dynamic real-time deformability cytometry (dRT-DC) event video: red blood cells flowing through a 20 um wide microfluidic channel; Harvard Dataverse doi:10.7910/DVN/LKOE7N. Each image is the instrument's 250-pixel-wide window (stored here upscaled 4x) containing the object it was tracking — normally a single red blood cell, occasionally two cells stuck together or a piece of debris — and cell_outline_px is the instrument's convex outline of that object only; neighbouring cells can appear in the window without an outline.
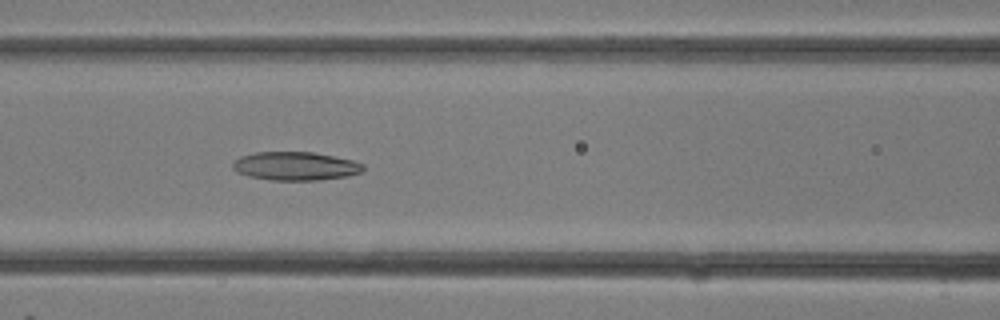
{"species": "common noctule bat (a hibernating species)", "species_latin": "Nyctalus noctula", "temperature_condition": "room temperature", "stored_images_in_passage": 28, "camera_frame_rate_fps": 3000, "um_per_image_px": 0.085, "animal": {"sex": "female"}, "frame": {"image": 1, "passage_image": 11, "time_ms": 3.333, "image_size_px": [1000, 320], "cell_outline_px": [[364, 168], [360, 172], [348, 176], [320, 180], [272, 180], [248, 176], [236, 172], [232, 168], [232, 164], [240, 156], [252, 152], [312, 152], [352, 160], [364, 164]], "centroid_in_image_um": [25.08, 14.12], "position_along_channel_um": 141.5, "area_um2": 21.68}}
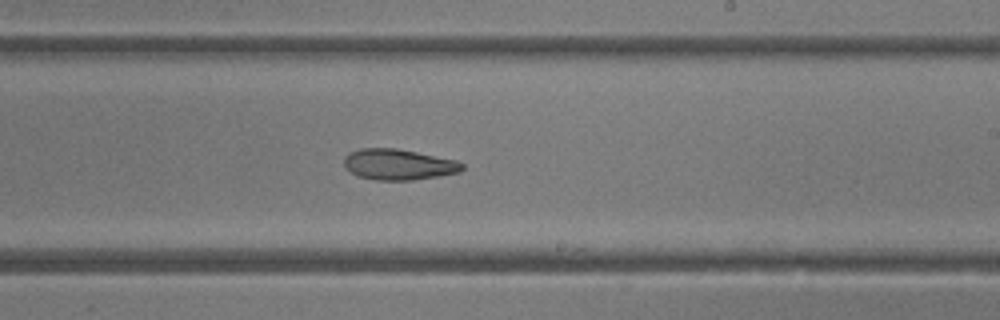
{"frame": {"image": 2, "passage_image": 16, "time_ms": 5.0, "image_size_px": [1000, 320], "cell_outline_px": [[464, 168], [460, 172], [440, 176], [412, 180], [376, 180], [356, 176], [344, 168], [344, 156], [348, 152], [360, 148], [396, 148], [456, 160], [464, 164]], "centroid_in_image_um": [33.83, 13.98], "position_along_channel_um": 255.2, "area_um2": 21.44}}
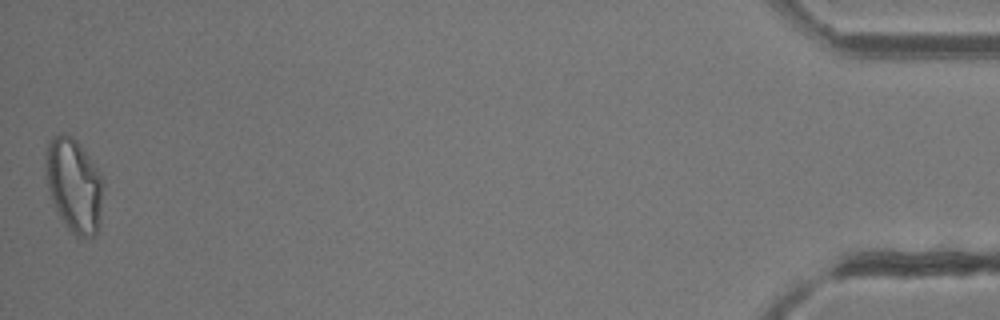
{"frame": {"image": 3, "passage_image": 28, "time_ms": 9.0, "image_size_px": [1000, 320], "cell_outline_px": [[104, 184], [100, 220], [96, 236], [76, 236], [68, 228], [60, 216], [52, 200], [48, 188], [44, 168], [44, 156], [48, 140], [52, 136], [64, 132], [72, 136], [76, 140], [100, 172], [104, 180]], "centroid_in_image_um": [6.28, 15.7], "position_along_channel_um": 428.9, "area_um2": 31.79}}